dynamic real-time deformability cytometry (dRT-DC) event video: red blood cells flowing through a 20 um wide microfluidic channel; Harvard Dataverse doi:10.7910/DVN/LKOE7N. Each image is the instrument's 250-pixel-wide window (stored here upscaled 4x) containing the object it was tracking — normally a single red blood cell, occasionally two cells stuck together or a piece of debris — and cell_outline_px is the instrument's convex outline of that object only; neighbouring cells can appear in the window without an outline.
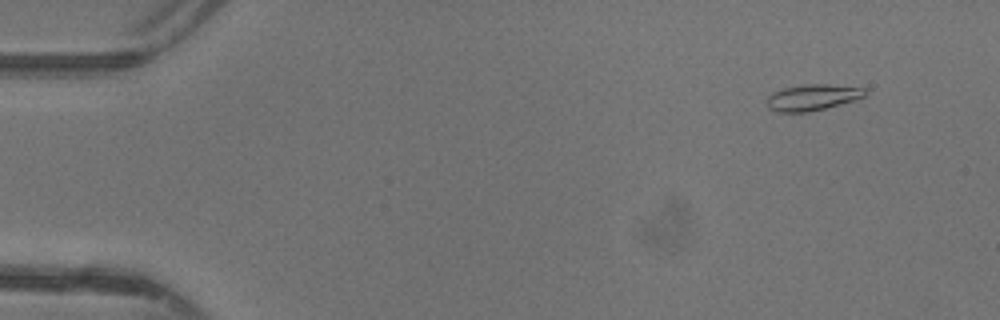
{"species": "common noctule bat (a hibernating species)", "species_latin": "Nyctalus noctula", "temperature_condition": "warm", "stored_images_in_passage": 45, "camera_frame_rate_fps": 3000, "um_per_image_px": 0.085, "animal": {"sex": "female"}, "frame": {"image": 1, "passage_image": 2, "time_ms": 0.333, "image_size_px": [1000, 320], "cell_outline_px": [[868, 92], [864, 96], [840, 104], [808, 112], [776, 112], [768, 108], [768, 96], [772, 92], [784, 88], [804, 84], [828, 84], [864, 88]], "centroid_in_image_um": [69.03, 8.27], "position_along_channel_um": 16.0, "area_um2": 14.8}}
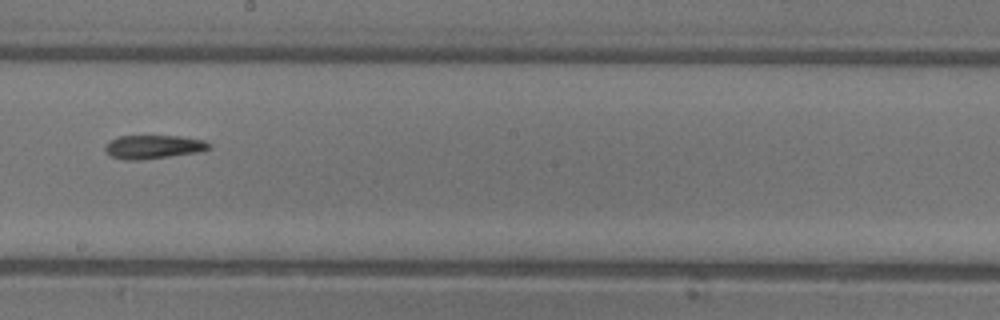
{"frame": {"image": 2, "passage_image": 25, "time_ms": 8.0, "image_size_px": [1000, 320], "cell_outline_px": [[212, 148], [196, 152], [140, 160], [124, 160], [112, 156], [104, 148], [108, 140], [120, 136], [180, 136], [204, 140]], "centroid_in_image_um": [13.0, 12.47], "position_along_channel_um": 235.2, "area_um2": 14.1}}
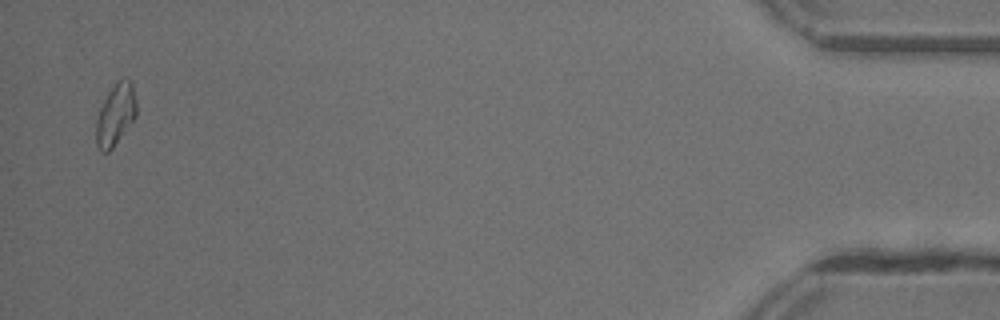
{"frame": {"image": 3, "passage_image": 44, "time_ms": 14.333, "image_size_px": [1000, 320], "cell_outline_px": [[136, 116], [112, 148], [108, 152], [100, 152], [96, 144], [96, 120], [100, 108], [108, 92], [120, 80], [132, 80], [136, 100]], "centroid_in_image_um": [9.82, 9.77], "position_along_channel_um": 425.4, "area_um2": 14.22}, "authors_computed_cell_mechanics": {"area_um2": 14.5078, "velocity_mm_per_s": 4.3999, "shape_relaxation_time_tau1_ms": null, "shape_relaxation_time_tau2_ms": 6.3601, "deformation_change_tau1": null, "deformation_change_tau2": 0.1771}}